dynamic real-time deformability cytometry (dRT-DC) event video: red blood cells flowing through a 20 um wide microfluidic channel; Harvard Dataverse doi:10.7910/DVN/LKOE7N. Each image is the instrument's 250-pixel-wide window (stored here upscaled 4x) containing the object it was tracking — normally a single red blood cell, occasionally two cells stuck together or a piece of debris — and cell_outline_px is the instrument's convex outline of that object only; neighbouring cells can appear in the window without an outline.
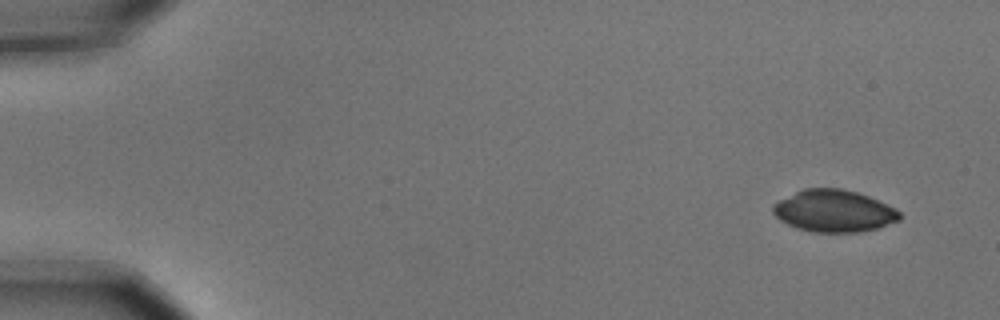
{"species": "common noctule bat (a hibernating species)", "species_latin": "Nyctalus noctula", "temperature_condition": "cold", "stored_images_in_passage": 6, "camera_frame_rate_fps": 3000, "um_per_image_px": 0.085, "animal": {"sex": "male", "body_mass_g": 15.6}, "frame": {"image": 1, "passage_image": 1, "time_ms": 0.0, "image_size_px": [1000, 320], "cell_outline_px": [[900, 220], [876, 228], [856, 232], [812, 232], [796, 228], [780, 220], [772, 212], [772, 204], [804, 188], [844, 188], [868, 196], [896, 208], [900, 212]], "centroid_in_image_um": [70.87, 17.93], "position_along_channel_um": 14.1, "area_um2": 30.92}}